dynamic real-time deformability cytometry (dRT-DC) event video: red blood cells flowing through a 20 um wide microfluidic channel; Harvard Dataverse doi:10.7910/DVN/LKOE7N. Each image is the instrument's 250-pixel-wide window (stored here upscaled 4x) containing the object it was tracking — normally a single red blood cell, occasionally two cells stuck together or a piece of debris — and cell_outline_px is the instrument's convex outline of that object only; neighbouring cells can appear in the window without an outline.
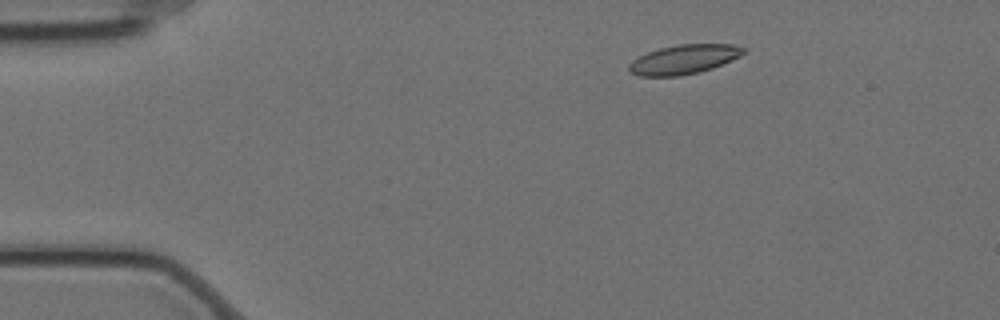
{"species": "Egyptian fruit bat (a non-hibernating species)", "species_latin": "Rousettus aegyptiacus", "temperature_condition": "cold", "stored_images_in_passage": 5, "camera_frame_rate_fps": 3000, "um_per_image_px": 0.085, "animal": {"sex": "female"}, "frame": {"image": 1, "passage_image": 2, "time_ms": 0.333, "image_size_px": [1000, 320], "cell_outline_px": [[744, 52], [740, 56], [712, 68], [700, 72], [680, 76], [640, 76], [628, 72], [628, 64], [632, 60], [648, 52], [660, 48], [680, 44], [732, 44], [744, 48]], "centroid_in_image_um": [58.09, 5.06], "position_along_channel_um": 26.9, "area_um2": 19.48}}
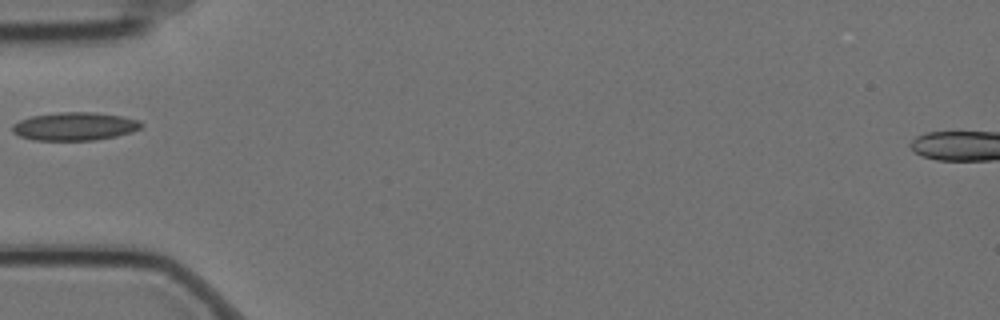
{"frame": {"image": 2, "passage_image": 5, "time_ms": 1.333, "image_size_px": [1000, 320], "cell_outline_px": [[144, 124], [140, 128], [132, 132], [116, 136], [96, 140], [32, 140], [20, 136], [12, 132], [12, 124], [20, 120], [32, 116], [60, 112], [96, 112], [120, 116], [140, 120]], "centroid_in_image_um": [6.36, 10.74], "position_along_channel_um": 78.6, "area_um2": 21.21}}